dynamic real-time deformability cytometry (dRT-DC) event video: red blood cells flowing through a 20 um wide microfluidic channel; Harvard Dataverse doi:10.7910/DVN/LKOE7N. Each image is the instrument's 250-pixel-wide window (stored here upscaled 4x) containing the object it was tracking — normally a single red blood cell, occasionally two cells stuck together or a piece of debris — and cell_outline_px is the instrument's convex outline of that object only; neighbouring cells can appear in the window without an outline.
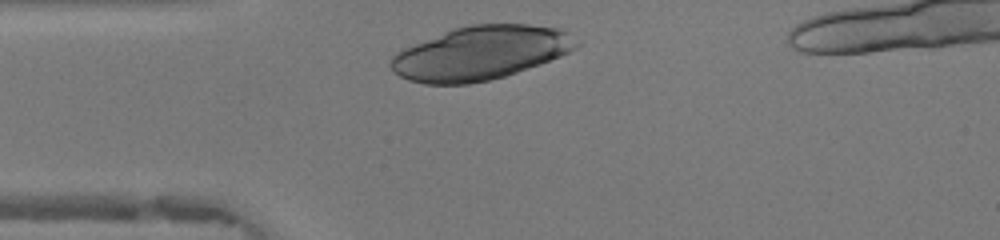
{"species": "human", "species_latin": "Homo sapiens", "temperature_condition": "warm", "stored_images_in_passage": 28, "camera_frame_rate_fps": 3000, "um_per_image_px": 0.085, "donor": {"sex": "female"}, "frame": {"image": 1, "passage_image": 2, "time_ms": 0.333, "image_size_px": [1000, 240], "cell_outline_px": [[580, 44], [576, 48], [560, 56], [516, 72], [504, 76], [488, 80], [468, 84], [424, 84], [408, 80], [392, 72], [392, 56], [396, 52], [404, 48], [452, 28], [468, 24], [528, 24], [560, 28], [568, 32]], "centroid_in_image_um": [40.83, 4.49], "position_along_channel_um": 44.2, "area_um2": 57.86}}
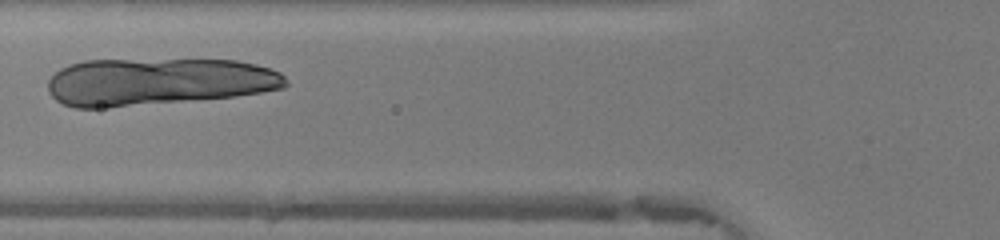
{"frame": {"image": 2, "passage_image": 8, "time_ms": 2.333, "image_size_px": [1000, 240], "cell_outline_px": [[288, 84], [284, 88], [260, 92], [232, 96], [108, 108], [76, 108], [64, 104], [56, 100], [48, 92], [48, 80], [60, 68], [68, 64], [84, 60], [236, 60], [256, 64], [280, 72], [288, 80]], "centroid_in_image_um": [13.39, 6.94], "position_along_channel_um": 112.4, "area_um2": 65.66}}
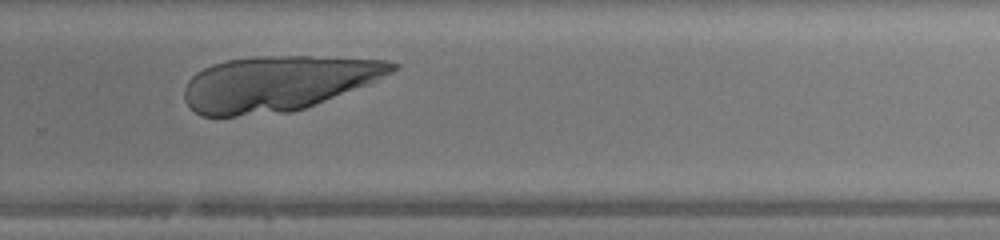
{"frame": {"image": 3, "passage_image": 22, "time_ms": 7.0, "image_size_px": [1000, 240], "cell_outline_px": [[400, 68], [368, 84], [304, 108], [292, 112], [236, 116], [200, 116], [184, 100], [184, 88], [188, 80], [196, 72], [212, 64], [224, 60], [256, 56], [312, 56], [388, 60], [400, 64]], "centroid_in_image_um": [23.6, 7.08], "position_along_channel_um": 306.2, "area_um2": 66.93}}